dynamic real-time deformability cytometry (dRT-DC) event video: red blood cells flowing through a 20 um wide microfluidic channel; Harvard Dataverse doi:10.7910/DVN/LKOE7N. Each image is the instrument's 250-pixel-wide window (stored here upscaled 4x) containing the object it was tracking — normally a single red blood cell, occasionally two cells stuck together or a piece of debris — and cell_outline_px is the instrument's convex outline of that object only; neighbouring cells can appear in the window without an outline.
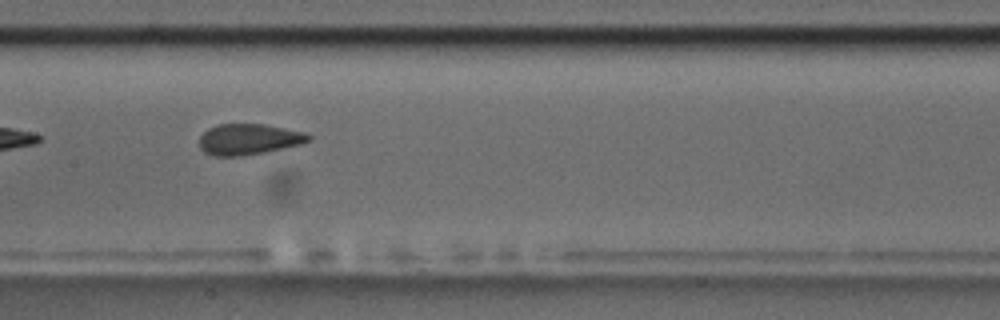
{"species": "common noctule bat (a hibernating species)", "species_latin": "Nyctalus noctula", "temperature_condition": "room temperature", "stored_images_in_passage": 14, "camera_frame_rate_fps": 3000, "um_per_image_px": 0.085, "animal": {"sex": "male", "body_mass_g": 17.5, "forearm_length_mm": 52.3}, "frame": {"image": 1, "passage_image": 7, "time_ms": 7.667, "image_size_px": [1000, 320], "cell_outline_px": [[312, 140], [300, 144], [284, 148], [264, 152], [240, 156], [216, 156], [204, 152], [200, 148], [200, 136], [208, 128], [216, 124], [264, 124], [304, 132], [312, 136]], "centroid_in_image_um": [21.14, 11.83], "position_along_channel_um": 186.3, "area_um2": 19.65}}
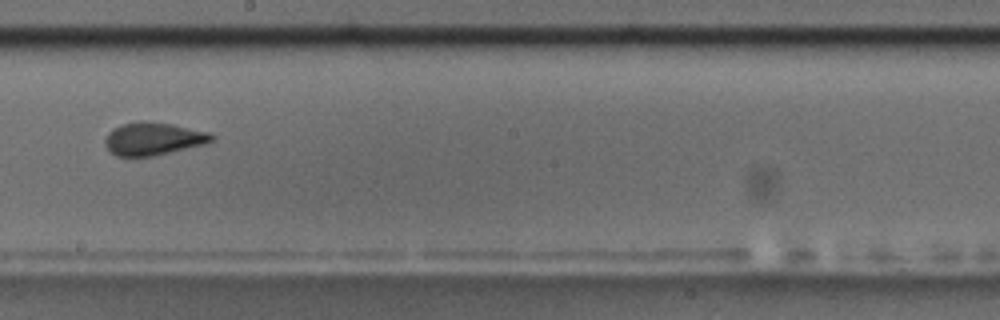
{"frame": {"image": 2, "passage_image": 8, "time_ms": 9.0, "image_size_px": [1000, 320], "cell_outline_px": [[216, 136], [212, 140], [204, 144], [152, 156], [116, 156], [104, 144], [104, 140], [108, 132], [112, 128], [120, 124], [140, 120], [144, 120], [172, 124], [208, 132]], "centroid_in_image_um": [12.98, 11.77], "position_along_channel_um": 235.2, "area_um2": 20.35}}